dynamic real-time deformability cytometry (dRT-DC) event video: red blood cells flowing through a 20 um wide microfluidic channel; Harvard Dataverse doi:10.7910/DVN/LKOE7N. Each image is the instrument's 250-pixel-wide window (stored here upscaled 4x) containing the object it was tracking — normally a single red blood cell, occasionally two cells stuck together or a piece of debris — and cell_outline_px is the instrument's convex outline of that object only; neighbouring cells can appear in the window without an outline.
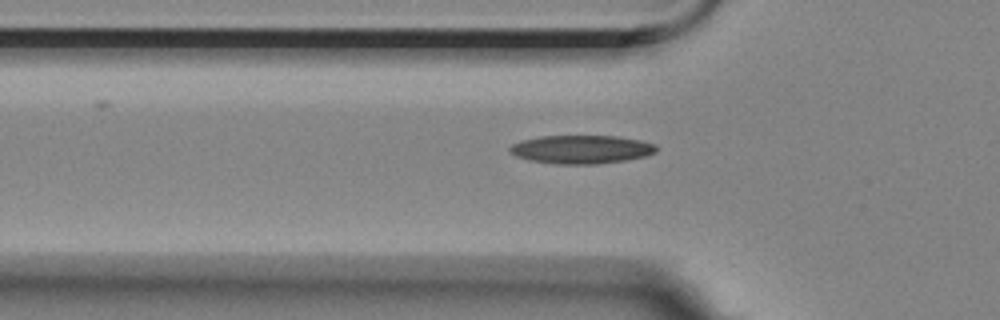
{"species": "Egyptian fruit bat (a non-hibernating species)", "species_latin": "Rousettus aegyptiacus", "temperature_condition": "room temperature", "stored_images_in_passage": 39, "camera_frame_rate_fps": 3000, "um_per_image_px": 0.085, "animal": {"sex": "female"}, "frame": {"image": 1, "passage_image": 5, "time_ms": 1.333, "image_size_px": [1000, 320], "cell_outline_px": [[656, 152], [648, 156], [624, 160], [596, 164], [552, 164], [528, 160], [516, 156], [508, 152], [508, 148], [512, 144], [524, 140], [540, 136], [616, 136], [640, 140], [656, 144]], "centroid_in_image_um": [49.4, 12.7], "position_along_channel_um": 76.4, "area_um2": 24.39}}
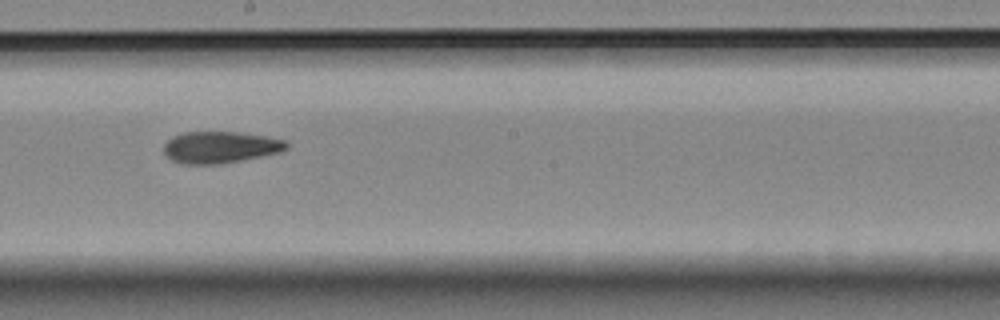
{"frame": {"image": 2, "passage_image": 18, "time_ms": 5.667, "image_size_px": [1000, 320], "cell_outline_px": [[288, 148], [280, 152], [220, 164], [184, 164], [172, 160], [164, 152], [164, 144], [172, 136], [184, 132], [236, 132], [264, 136], [288, 140]], "centroid_in_image_um": [18.72, 12.51], "position_along_channel_um": 229.5, "area_um2": 22.54}}
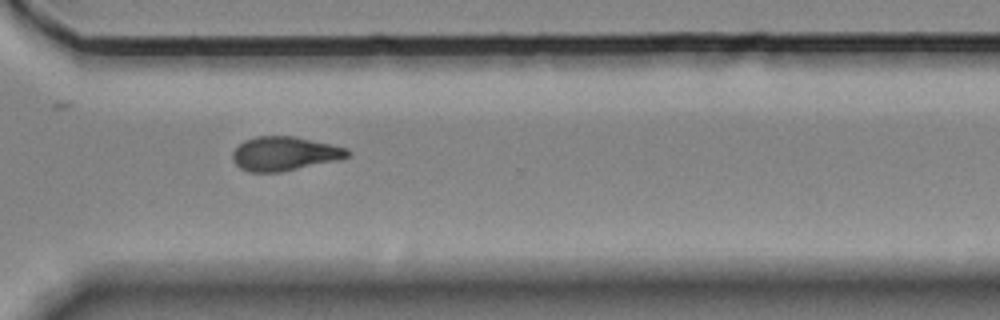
{"frame": {"image": 3, "passage_image": 28, "time_ms": 9.0, "image_size_px": [1000, 320], "cell_outline_px": [[352, 152], [348, 156], [336, 160], [280, 172], [248, 172], [240, 168], [232, 160], [232, 152], [244, 140], [256, 136], [296, 136], [332, 144], [348, 148]], "centroid_in_image_um": [24.17, 13.05], "position_along_channel_um": 346.4, "area_um2": 22.83}, "authors_computed_cell_mechanics": {"area_um2": 22.4842, "velocity_mm_per_s": 3.5047, "shape_relaxation_time_tau1_ms": null, "shape_relaxation_time_tau2_ms": 7.8243, "deformation_change_tau1": null, "deformation_change_tau2": 0.1518}}